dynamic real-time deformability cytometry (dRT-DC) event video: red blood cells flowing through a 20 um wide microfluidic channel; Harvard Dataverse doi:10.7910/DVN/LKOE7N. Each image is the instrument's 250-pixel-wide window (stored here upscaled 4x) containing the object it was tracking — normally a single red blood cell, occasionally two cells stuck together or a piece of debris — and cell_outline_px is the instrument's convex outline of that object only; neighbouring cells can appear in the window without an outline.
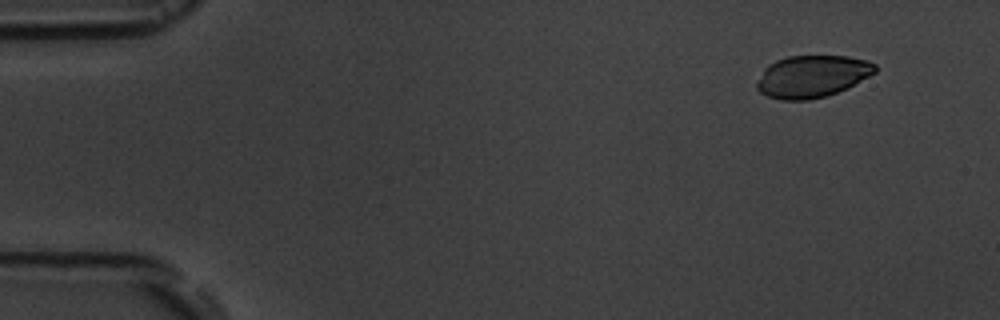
{"species": "common noctule bat (a hibernating species)", "species_latin": "Nyctalus noctula", "temperature_condition": "room temperature", "stored_images_in_passage": 6, "camera_frame_rate_fps": 3000, "um_per_image_px": 0.085, "animal": {"sex": "male", "body_mass_g": 19.5, "forearm_length_mm": 54.6}, "frame": {"image": 1, "passage_image": 2, "time_ms": 1.333, "image_size_px": [1000, 320], "cell_outline_px": [[876, 72], [836, 92], [824, 96], [808, 100], [780, 100], [768, 96], [760, 92], [756, 88], [756, 84], [764, 68], [768, 64], [776, 60], [788, 56], [848, 56], [868, 60], [876, 64]], "centroid_in_image_um": [68.99, 6.48], "position_along_channel_um": 16.0, "area_um2": 28.78}}